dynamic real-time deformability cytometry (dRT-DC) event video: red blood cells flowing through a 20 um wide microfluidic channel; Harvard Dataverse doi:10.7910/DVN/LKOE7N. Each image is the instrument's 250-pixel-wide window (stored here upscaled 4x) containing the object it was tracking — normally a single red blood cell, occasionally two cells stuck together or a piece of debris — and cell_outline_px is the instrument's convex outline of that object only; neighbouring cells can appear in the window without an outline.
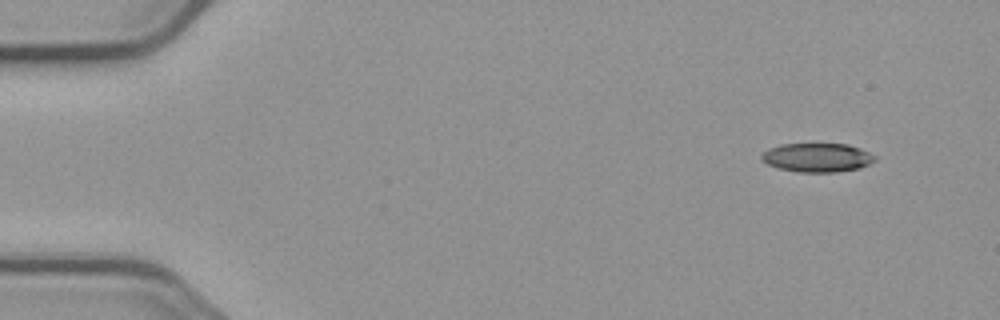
{"species": "common noctule bat (a hibernating species)", "species_latin": "Nyctalus noctula", "temperature_condition": "cold", "stored_images_in_passage": 5, "camera_frame_rate_fps": 3000, "um_per_image_px": 0.085, "animal": {"sex": "male", "body_mass_g": 23.1, "forearm_length_mm": 52.7}, "frame": {"image": 1, "passage_image": 1, "time_ms": 0.0, "image_size_px": [1000, 320], "cell_outline_px": [[876, 160], [860, 168], [836, 172], [796, 172], [780, 168], [768, 164], [760, 156], [768, 148], [780, 144], [848, 144], [860, 148], [876, 156]], "centroid_in_image_um": [69.48, 13.39], "position_along_channel_um": 15.5, "area_um2": 19.02}}
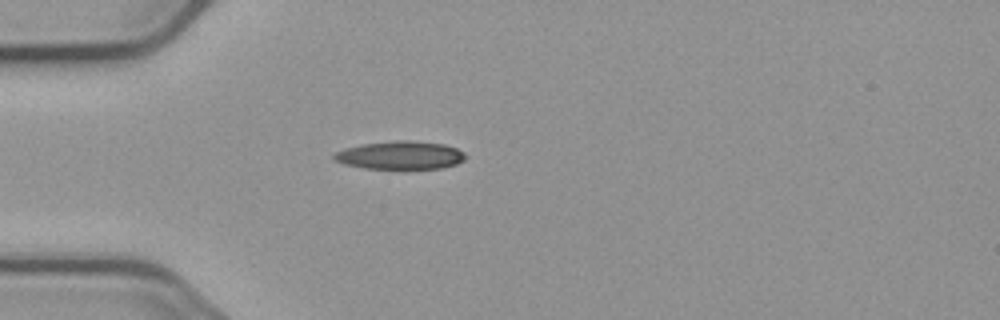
{"frame": {"image": 2, "passage_image": 4, "time_ms": 3.667, "image_size_px": [1000, 320], "cell_outline_px": [[468, 156], [464, 160], [456, 164], [440, 168], [364, 168], [344, 164], [332, 160], [332, 156], [336, 152], [344, 148], [364, 144], [396, 140], [408, 140], [444, 144], [456, 148], [464, 152]], "centroid_in_image_um": [34.02, 13.19], "position_along_channel_um": 51.0, "area_um2": 21.5}}